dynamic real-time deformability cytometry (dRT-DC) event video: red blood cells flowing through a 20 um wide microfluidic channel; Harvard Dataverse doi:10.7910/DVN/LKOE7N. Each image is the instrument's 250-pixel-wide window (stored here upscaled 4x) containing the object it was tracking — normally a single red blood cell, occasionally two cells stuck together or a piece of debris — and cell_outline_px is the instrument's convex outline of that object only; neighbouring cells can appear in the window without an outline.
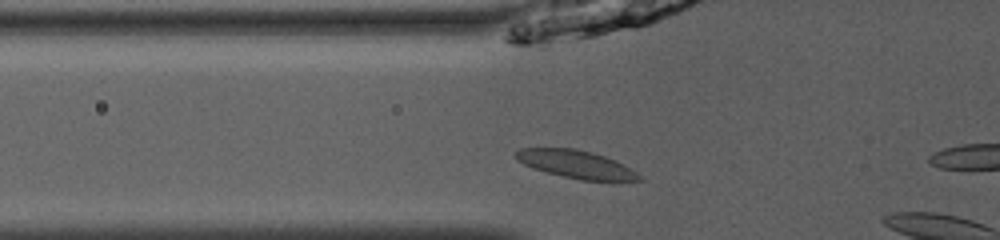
{"species": "common noctule bat (a hibernating species)", "species_latin": "Nyctalus noctula", "temperature_condition": "room temperature", "stored_images_in_passage": 17, "camera_frame_rate_fps": 3000, "um_per_image_px": 0.085, "animal": {"sex": "male", "body_mass_g": 13.0, "forearm_length_mm": 53.1}, "frame": {"image": 1, "passage_image": 15, "time_ms": 4.667, "image_size_px": [1000, 240], "cell_outline_px": [[640, 180], [616, 184], [580, 180], [532, 168], [516, 160], [512, 156], [512, 152], [520, 148], [576, 148], [592, 152], [616, 160], [624, 164], [636, 172], [640, 176]], "centroid_in_image_um": [49.01, 13.99], "position_along_channel_um": 76.8, "area_um2": 20.87}}